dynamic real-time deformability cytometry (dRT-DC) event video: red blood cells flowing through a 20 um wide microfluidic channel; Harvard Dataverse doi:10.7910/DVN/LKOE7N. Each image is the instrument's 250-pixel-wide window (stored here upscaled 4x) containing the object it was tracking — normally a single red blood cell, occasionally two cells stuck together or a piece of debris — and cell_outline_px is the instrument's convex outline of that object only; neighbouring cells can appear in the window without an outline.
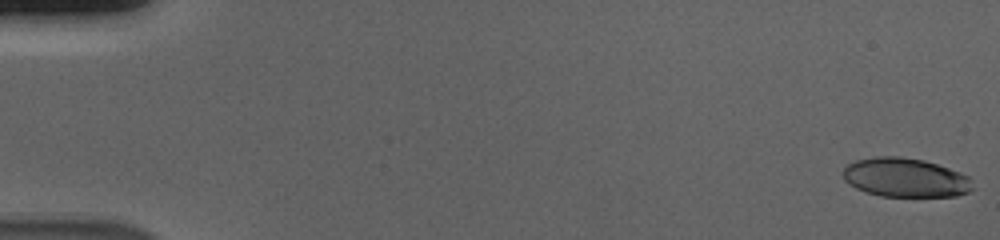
{"species": "human", "species_latin": "Homo sapiens", "temperature_condition": "cold", "stored_images_in_passage": 56, "camera_frame_rate_fps": 3000, "um_per_image_px": 0.085, "donor": {"sex": "male"}, "frame": {"image": 1, "passage_image": 1, "time_ms": 0.0, "image_size_px": [1000, 240], "cell_outline_px": [[972, 188], [968, 192], [956, 196], [880, 196], [856, 188], [848, 184], [844, 180], [844, 168], [848, 164], [856, 160], [876, 156], [900, 156], [924, 160], [960, 172], [968, 176]], "centroid_in_image_um": [76.93, 15.09], "position_along_channel_um": 8.1, "area_um2": 29.3}}
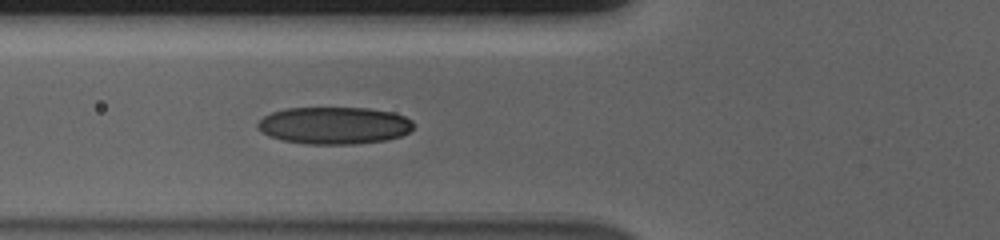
{"frame": {"image": 2, "passage_image": 22, "time_ms": 7.0, "image_size_px": [1000, 240], "cell_outline_px": [[412, 128], [408, 132], [400, 136], [384, 140], [356, 144], [308, 144], [284, 140], [268, 136], [260, 132], [256, 128], [256, 124], [264, 116], [272, 112], [284, 108], [368, 108], [392, 112], [404, 116], [412, 120]], "centroid_in_image_um": [28.36, 10.66], "position_along_channel_um": 97.4, "area_um2": 33.81}}
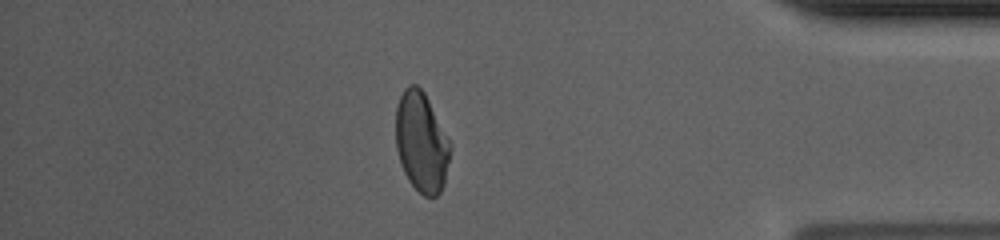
{"frame": {"image": 3, "passage_image": 49, "time_ms": 16.0, "image_size_px": [1000, 240], "cell_outline_px": [[452, 144], [444, 184], [440, 192], [436, 196], [424, 196], [408, 180], [400, 164], [396, 148], [396, 108], [400, 96], [404, 88], [408, 84], [416, 84], [424, 92]], "centroid_in_image_um": [35.82, 12.07], "position_along_channel_um": 399.4, "area_um2": 31.79}, "authors_computed_cell_mechanics": {"area_um2": 32.3969, "velocity_mm_per_s": 3.7096, "shape_relaxation_time_tau1_ms": 6.7193, "shape_relaxation_time_tau2_ms": 1.7268, "deformation_change_tau1": 0.1866, "deformation_change_tau2": 0.0601}}